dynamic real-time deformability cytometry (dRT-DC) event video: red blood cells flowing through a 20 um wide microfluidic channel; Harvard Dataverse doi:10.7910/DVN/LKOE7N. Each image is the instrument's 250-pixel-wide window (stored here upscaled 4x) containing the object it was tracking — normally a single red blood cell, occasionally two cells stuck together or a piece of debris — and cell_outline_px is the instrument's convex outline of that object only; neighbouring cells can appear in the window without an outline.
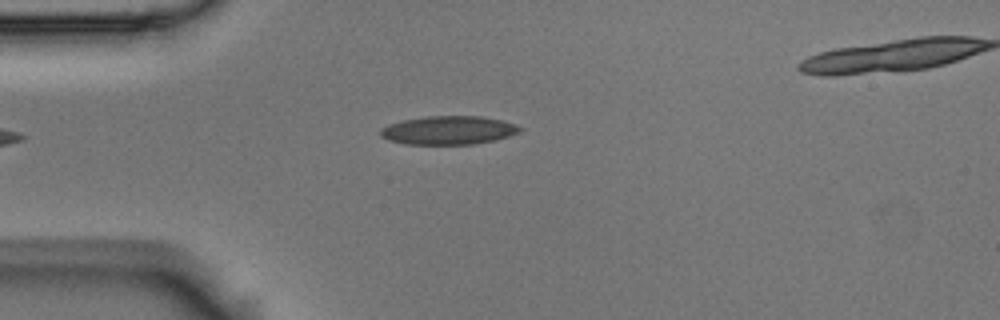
{"species": "Egyptian fruit bat (a non-hibernating species)", "species_latin": "Rousettus aegyptiacus", "temperature_condition": "room temperature", "stored_images_in_passage": 4, "camera_frame_rate_fps": 3000, "um_per_image_px": 0.085, "animal": {"sex": "male"}, "frame": {"image": 1, "passage_image": 4, "time_ms": 1.0, "image_size_px": [1000, 320], "cell_outline_px": [[524, 128], [520, 132], [496, 140], [472, 144], [408, 144], [388, 140], [380, 136], [380, 128], [388, 124], [404, 120], [424, 116], [480, 116], [500, 120], [516, 124]], "centroid_in_image_um": [38.12, 11.07], "position_along_channel_um": 46.9, "area_um2": 23.24}}